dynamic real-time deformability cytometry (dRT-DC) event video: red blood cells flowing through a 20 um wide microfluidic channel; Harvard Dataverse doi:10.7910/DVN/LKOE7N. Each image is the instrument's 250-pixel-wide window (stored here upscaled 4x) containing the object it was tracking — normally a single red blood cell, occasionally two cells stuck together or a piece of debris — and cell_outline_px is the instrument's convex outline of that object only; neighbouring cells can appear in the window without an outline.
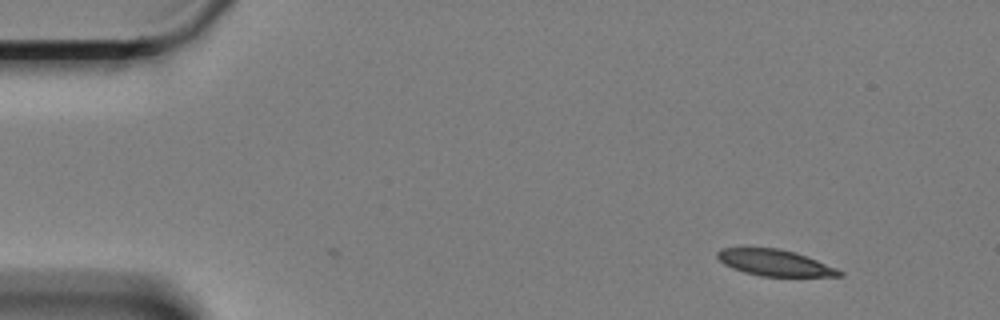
{"species": "Egyptian fruit bat (a non-hibernating species)", "species_latin": "Rousettus aegyptiacus", "temperature_condition": "cold", "stored_images_in_passage": 2, "camera_frame_rate_fps": 3000, "um_per_image_px": 0.085, "animal": {"sex": "female"}, "frame": {"image": 1, "passage_image": 2, "time_ms": 0.333, "image_size_px": [1000, 320], "cell_outline_px": [[844, 276], [760, 276], [744, 272], [732, 268], [724, 264], [716, 256], [716, 252], [720, 248], [776, 248], [792, 252], [816, 260], [836, 268], [844, 272]], "centroid_in_image_um": [65.82, 22.34], "position_along_channel_um": 19.2, "area_um2": 18.38}}